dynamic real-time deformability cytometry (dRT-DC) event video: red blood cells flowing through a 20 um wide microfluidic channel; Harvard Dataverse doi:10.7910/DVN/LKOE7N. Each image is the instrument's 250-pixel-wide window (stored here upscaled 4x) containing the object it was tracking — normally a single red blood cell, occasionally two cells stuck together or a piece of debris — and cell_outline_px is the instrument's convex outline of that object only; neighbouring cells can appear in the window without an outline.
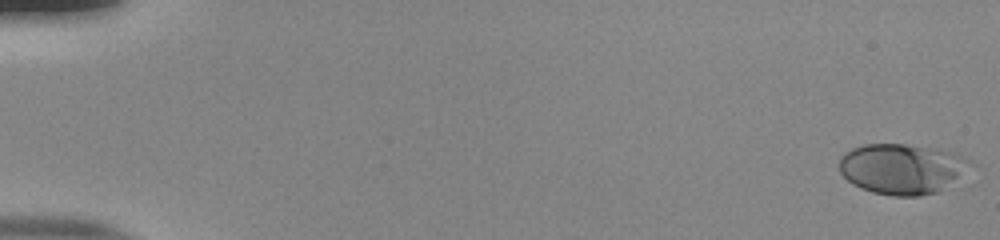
{"species": "human", "species_latin": "Homo sapiens", "temperature_condition": "room temperature", "stored_images_in_passage": 54, "camera_frame_rate_fps": 3000, "um_per_image_px": 0.085, "donor": {"sex": "male"}, "frame": {"image": 1, "passage_image": 1, "time_ms": 0.0, "image_size_px": [1000, 240], "cell_outline_px": [[976, 164], [936, 192], [920, 196], [892, 196], [872, 192], [860, 188], [852, 184], [840, 172], [840, 156], [844, 152], [852, 148], [864, 144], [904, 144], [952, 152], [972, 160]], "centroid_in_image_um": [76.64, 14.34], "position_along_channel_um": 8.4, "area_um2": 38.26}}
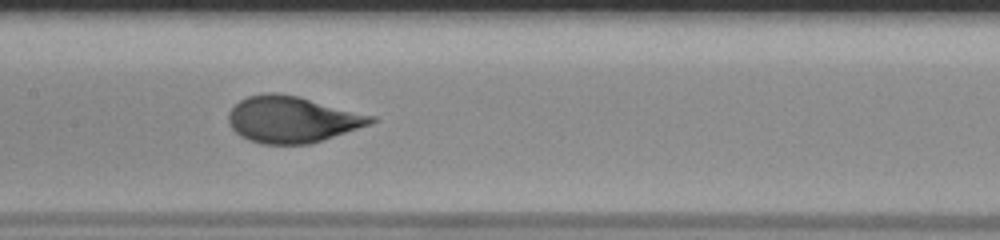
{"frame": {"image": 2, "passage_image": 28, "time_ms": 9.0, "image_size_px": [1000, 240], "cell_outline_px": [[380, 120], [372, 124], [308, 144], [260, 144], [248, 140], [240, 136], [228, 124], [228, 112], [240, 100], [248, 96], [264, 92], [276, 92], [300, 96], [376, 116]], "centroid_in_image_um": [24.85, 10.14], "position_along_channel_um": 182.6, "area_um2": 38.9}}
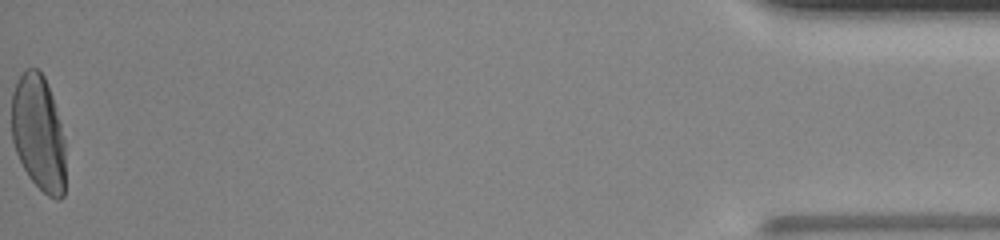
{"frame": {"image": 3, "passage_image": 54, "time_ms": 17.667, "image_size_px": [1000, 240], "cell_outline_px": [[64, 196], [60, 200], [56, 200], [48, 196], [28, 176], [16, 152], [12, 140], [12, 92], [16, 80], [28, 68], [36, 68], [44, 76], [52, 96], [64, 136]], "centroid_in_image_um": [3.26, 11.31], "position_along_channel_um": 431.9, "area_um2": 36.24}, "authors_computed_cell_mechanics": {"area_um2": 37.859, "velocity_mm_per_s": 3.8971, "shape_relaxation_time_tau1_ms": 4.8598, "shape_relaxation_time_tau2_ms": null, "deformation_change_tau1": 0.2192, "deformation_change_tau2": null}}